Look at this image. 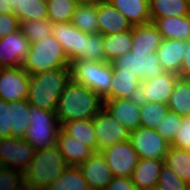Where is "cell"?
I'll list each match as a JSON object with an SVG mask.
<instances>
[{"instance_id":"6da1fadb","label":"cell","mask_w":190,"mask_h":190,"mask_svg":"<svg viewBox=\"0 0 190 190\" xmlns=\"http://www.w3.org/2000/svg\"><path fill=\"white\" fill-rule=\"evenodd\" d=\"M68 168L57 146L36 150L34 157L13 190H46Z\"/></svg>"},{"instance_id":"7a4b0ae2","label":"cell","mask_w":190,"mask_h":190,"mask_svg":"<svg viewBox=\"0 0 190 190\" xmlns=\"http://www.w3.org/2000/svg\"><path fill=\"white\" fill-rule=\"evenodd\" d=\"M102 108L103 99L96 92L70 79L59 97L55 113L61 126L78 119H92Z\"/></svg>"},{"instance_id":"3957f363","label":"cell","mask_w":190,"mask_h":190,"mask_svg":"<svg viewBox=\"0 0 190 190\" xmlns=\"http://www.w3.org/2000/svg\"><path fill=\"white\" fill-rule=\"evenodd\" d=\"M70 79V67L30 75L27 102L31 106L55 112L59 97Z\"/></svg>"},{"instance_id":"277c9868","label":"cell","mask_w":190,"mask_h":190,"mask_svg":"<svg viewBox=\"0 0 190 190\" xmlns=\"http://www.w3.org/2000/svg\"><path fill=\"white\" fill-rule=\"evenodd\" d=\"M59 67H70V62L61 44L53 36L30 44L27 57L22 65L29 75Z\"/></svg>"},{"instance_id":"5b68a950","label":"cell","mask_w":190,"mask_h":190,"mask_svg":"<svg viewBox=\"0 0 190 190\" xmlns=\"http://www.w3.org/2000/svg\"><path fill=\"white\" fill-rule=\"evenodd\" d=\"M35 151L24 138H0V164L13 183L27 170Z\"/></svg>"},{"instance_id":"8992f818","label":"cell","mask_w":190,"mask_h":190,"mask_svg":"<svg viewBox=\"0 0 190 190\" xmlns=\"http://www.w3.org/2000/svg\"><path fill=\"white\" fill-rule=\"evenodd\" d=\"M71 79L96 92L102 99L110 92L113 65L109 62L77 60L70 63Z\"/></svg>"},{"instance_id":"52a82bcc","label":"cell","mask_w":190,"mask_h":190,"mask_svg":"<svg viewBox=\"0 0 190 190\" xmlns=\"http://www.w3.org/2000/svg\"><path fill=\"white\" fill-rule=\"evenodd\" d=\"M30 122L24 139L40 150L56 145L60 123L55 112L30 105Z\"/></svg>"},{"instance_id":"ba28073f","label":"cell","mask_w":190,"mask_h":190,"mask_svg":"<svg viewBox=\"0 0 190 190\" xmlns=\"http://www.w3.org/2000/svg\"><path fill=\"white\" fill-rule=\"evenodd\" d=\"M113 70L121 73L135 74L142 81L161 76L165 73L161 67L157 53L149 55L129 51L111 62Z\"/></svg>"},{"instance_id":"9c48e42d","label":"cell","mask_w":190,"mask_h":190,"mask_svg":"<svg viewBox=\"0 0 190 190\" xmlns=\"http://www.w3.org/2000/svg\"><path fill=\"white\" fill-rule=\"evenodd\" d=\"M93 128L97 139V152L130 139L131 131L119 123L104 107L93 117Z\"/></svg>"},{"instance_id":"30bf717a","label":"cell","mask_w":190,"mask_h":190,"mask_svg":"<svg viewBox=\"0 0 190 190\" xmlns=\"http://www.w3.org/2000/svg\"><path fill=\"white\" fill-rule=\"evenodd\" d=\"M139 158L164 160L170 143L163 139L156 130L140 126L131 131L129 139Z\"/></svg>"},{"instance_id":"8fae6325","label":"cell","mask_w":190,"mask_h":190,"mask_svg":"<svg viewBox=\"0 0 190 190\" xmlns=\"http://www.w3.org/2000/svg\"><path fill=\"white\" fill-rule=\"evenodd\" d=\"M101 153L114 177H131L139 160L129 140L111 145Z\"/></svg>"},{"instance_id":"7c38bea8","label":"cell","mask_w":190,"mask_h":190,"mask_svg":"<svg viewBox=\"0 0 190 190\" xmlns=\"http://www.w3.org/2000/svg\"><path fill=\"white\" fill-rule=\"evenodd\" d=\"M29 81L30 75L22 67L0 69V99L8 103L27 99Z\"/></svg>"},{"instance_id":"4fadbf2b","label":"cell","mask_w":190,"mask_h":190,"mask_svg":"<svg viewBox=\"0 0 190 190\" xmlns=\"http://www.w3.org/2000/svg\"><path fill=\"white\" fill-rule=\"evenodd\" d=\"M30 44L20 28L0 38V65L2 68L22 67Z\"/></svg>"},{"instance_id":"5bb4252c","label":"cell","mask_w":190,"mask_h":190,"mask_svg":"<svg viewBox=\"0 0 190 190\" xmlns=\"http://www.w3.org/2000/svg\"><path fill=\"white\" fill-rule=\"evenodd\" d=\"M178 77L174 73L165 72L161 76L142 81L138 95L140 102L168 104Z\"/></svg>"},{"instance_id":"9a60e30c","label":"cell","mask_w":190,"mask_h":190,"mask_svg":"<svg viewBox=\"0 0 190 190\" xmlns=\"http://www.w3.org/2000/svg\"><path fill=\"white\" fill-rule=\"evenodd\" d=\"M78 168L87 181L90 190H104L114 178L101 152H94Z\"/></svg>"},{"instance_id":"2e32d148","label":"cell","mask_w":190,"mask_h":190,"mask_svg":"<svg viewBox=\"0 0 190 190\" xmlns=\"http://www.w3.org/2000/svg\"><path fill=\"white\" fill-rule=\"evenodd\" d=\"M103 107L128 130L133 131L140 127L139 98L106 99Z\"/></svg>"},{"instance_id":"e0dca14e","label":"cell","mask_w":190,"mask_h":190,"mask_svg":"<svg viewBox=\"0 0 190 190\" xmlns=\"http://www.w3.org/2000/svg\"><path fill=\"white\" fill-rule=\"evenodd\" d=\"M85 35L71 22L53 24V37L61 44L70 63L83 51Z\"/></svg>"},{"instance_id":"ac0fdd59","label":"cell","mask_w":190,"mask_h":190,"mask_svg":"<svg viewBox=\"0 0 190 190\" xmlns=\"http://www.w3.org/2000/svg\"><path fill=\"white\" fill-rule=\"evenodd\" d=\"M97 20L101 35L116 34L131 30L133 27L109 0H103L98 3Z\"/></svg>"},{"instance_id":"d6986e66","label":"cell","mask_w":190,"mask_h":190,"mask_svg":"<svg viewBox=\"0 0 190 190\" xmlns=\"http://www.w3.org/2000/svg\"><path fill=\"white\" fill-rule=\"evenodd\" d=\"M56 146L64 156L67 165L74 167H78L95 152L90 146L72 138L61 128L58 131Z\"/></svg>"},{"instance_id":"ffe728a7","label":"cell","mask_w":190,"mask_h":190,"mask_svg":"<svg viewBox=\"0 0 190 190\" xmlns=\"http://www.w3.org/2000/svg\"><path fill=\"white\" fill-rule=\"evenodd\" d=\"M157 56L165 72L180 75L185 52V42L177 39H162Z\"/></svg>"},{"instance_id":"44dd1931","label":"cell","mask_w":190,"mask_h":190,"mask_svg":"<svg viewBox=\"0 0 190 190\" xmlns=\"http://www.w3.org/2000/svg\"><path fill=\"white\" fill-rule=\"evenodd\" d=\"M162 36L152 22L132 27V46L134 53L149 55L157 51L162 42Z\"/></svg>"},{"instance_id":"7402d4cb","label":"cell","mask_w":190,"mask_h":190,"mask_svg":"<svg viewBox=\"0 0 190 190\" xmlns=\"http://www.w3.org/2000/svg\"><path fill=\"white\" fill-rule=\"evenodd\" d=\"M142 80L135 74L121 73V70H113L110 92L103 98L123 99L138 98Z\"/></svg>"},{"instance_id":"603a6c76","label":"cell","mask_w":190,"mask_h":190,"mask_svg":"<svg viewBox=\"0 0 190 190\" xmlns=\"http://www.w3.org/2000/svg\"><path fill=\"white\" fill-rule=\"evenodd\" d=\"M152 23L160 32L163 39L190 41V15L156 18Z\"/></svg>"},{"instance_id":"cb8c5ba5","label":"cell","mask_w":190,"mask_h":190,"mask_svg":"<svg viewBox=\"0 0 190 190\" xmlns=\"http://www.w3.org/2000/svg\"><path fill=\"white\" fill-rule=\"evenodd\" d=\"M163 163L164 160L139 158L138 164L134 168L130 177L136 188L138 190H143L157 185Z\"/></svg>"},{"instance_id":"d4e9b609","label":"cell","mask_w":190,"mask_h":190,"mask_svg":"<svg viewBox=\"0 0 190 190\" xmlns=\"http://www.w3.org/2000/svg\"><path fill=\"white\" fill-rule=\"evenodd\" d=\"M113 6L134 25L151 22L149 0H109Z\"/></svg>"},{"instance_id":"484cf974","label":"cell","mask_w":190,"mask_h":190,"mask_svg":"<svg viewBox=\"0 0 190 190\" xmlns=\"http://www.w3.org/2000/svg\"><path fill=\"white\" fill-rule=\"evenodd\" d=\"M11 13H14L21 23L27 20H47L46 0H8Z\"/></svg>"},{"instance_id":"4316f807","label":"cell","mask_w":190,"mask_h":190,"mask_svg":"<svg viewBox=\"0 0 190 190\" xmlns=\"http://www.w3.org/2000/svg\"><path fill=\"white\" fill-rule=\"evenodd\" d=\"M151 22L156 18L190 15L189 0H149Z\"/></svg>"},{"instance_id":"83f0119b","label":"cell","mask_w":190,"mask_h":190,"mask_svg":"<svg viewBox=\"0 0 190 190\" xmlns=\"http://www.w3.org/2000/svg\"><path fill=\"white\" fill-rule=\"evenodd\" d=\"M10 137L23 138L30 122V104L25 100L8 103Z\"/></svg>"},{"instance_id":"f1b7e54d","label":"cell","mask_w":190,"mask_h":190,"mask_svg":"<svg viewBox=\"0 0 190 190\" xmlns=\"http://www.w3.org/2000/svg\"><path fill=\"white\" fill-rule=\"evenodd\" d=\"M60 128L72 138L90 146L95 152H97V139L93 128V118L66 122L63 123Z\"/></svg>"},{"instance_id":"f546056e","label":"cell","mask_w":190,"mask_h":190,"mask_svg":"<svg viewBox=\"0 0 190 190\" xmlns=\"http://www.w3.org/2000/svg\"><path fill=\"white\" fill-rule=\"evenodd\" d=\"M106 62L111 63L120 55L128 53L132 46V29L124 32L103 35Z\"/></svg>"},{"instance_id":"4dcf8cb0","label":"cell","mask_w":190,"mask_h":190,"mask_svg":"<svg viewBox=\"0 0 190 190\" xmlns=\"http://www.w3.org/2000/svg\"><path fill=\"white\" fill-rule=\"evenodd\" d=\"M169 111L180 116L190 115V80L178 77L168 102Z\"/></svg>"},{"instance_id":"1f68e13d","label":"cell","mask_w":190,"mask_h":190,"mask_svg":"<svg viewBox=\"0 0 190 190\" xmlns=\"http://www.w3.org/2000/svg\"><path fill=\"white\" fill-rule=\"evenodd\" d=\"M164 164L171 168L184 182L190 185V150L169 147Z\"/></svg>"},{"instance_id":"d6a6232c","label":"cell","mask_w":190,"mask_h":190,"mask_svg":"<svg viewBox=\"0 0 190 190\" xmlns=\"http://www.w3.org/2000/svg\"><path fill=\"white\" fill-rule=\"evenodd\" d=\"M98 5H79L71 23L86 34H98Z\"/></svg>"},{"instance_id":"836d02e7","label":"cell","mask_w":190,"mask_h":190,"mask_svg":"<svg viewBox=\"0 0 190 190\" xmlns=\"http://www.w3.org/2000/svg\"><path fill=\"white\" fill-rule=\"evenodd\" d=\"M46 190H90L80 169L74 166L68 168Z\"/></svg>"},{"instance_id":"e575fe53","label":"cell","mask_w":190,"mask_h":190,"mask_svg":"<svg viewBox=\"0 0 190 190\" xmlns=\"http://www.w3.org/2000/svg\"><path fill=\"white\" fill-rule=\"evenodd\" d=\"M48 19L53 23L71 22L78 4L74 0H46Z\"/></svg>"},{"instance_id":"d590c367","label":"cell","mask_w":190,"mask_h":190,"mask_svg":"<svg viewBox=\"0 0 190 190\" xmlns=\"http://www.w3.org/2000/svg\"><path fill=\"white\" fill-rule=\"evenodd\" d=\"M168 111V104L140 102V126L155 130Z\"/></svg>"},{"instance_id":"8d00e7d4","label":"cell","mask_w":190,"mask_h":190,"mask_svg":"<svg viewBox=\"0 0 190 190\" xmlns=\"http://www.w3.org/2000/svg\"><path fill=\"white\" fill-rule=\"evenodd\" d=\"M77 60L106 62L103 35L100 33L86 34L84 36L83 51L74 61Z\"/></svg>"},{"instance_id":"74e56055","label":"cell","mask_w":190,"mask_h":190,"mask_svg":"<svg viewBox=\"0 0 190 190\" xmlns=\"http://www.w3.org/2000/svg\"><path fill=\"white\" fill-rule=\"evenodd\" d=\"M20 29L31 44L53 36V23L49 19L22 21Z\"/></svg>"},{"instance_id":"f35d334b","label":"cell","mask_w":190,"mask_h":190,"mask_svg":"<svg viewBox=\"0 0 190 190\" xmlns=\"http://www.w3.org/2000/svg\"><path fill=\"white\" fill-rule=\"evenodd\" d=\"M182 122V116L168 111L164 118L161 119V123L155 129L157 133L170 144L173 142L176 132Z\"/></svg>"},{"instance_id":"ab89813d","label":"cell","mask_w":190,"mask_h":190,"mask_svg":"<svg viewBox=\"0 0 190 190\" xmlns=\"http://www.w3.org/2000/svg\"><path fill=\"white\" fill-rule=\"evenodd\" d=\"M162 190H190V185L177 177L176 173L163 163L157 184Z\"/></svg>"},{"instance_id":"60d3db41","label":"cell","mask_w":190,"mask_h":190,"mask_svg":"<svg viewBox=\"0 0 190 190\" xmlns=\"http://www.w3.org/2000/svg\"><path fill=\"white\" fill-rule=\"evenodd\" d=\"M170 146L178 149L190 150V115L182 117L181 125Z\"/></svg>"},{"instance_id":"b9f144b4","label":"cell","mask_w":190,"mask_h":190,"mask_svg":"<svg viewBox=\"0 0 190 190\" xmlns=\"http://www.w3.org/2000/svg\"><path fill=\"white\" fill-rule=\"evenodd\" d=\"M19 28L20 22L14 13L9 12L0 14V38L17 31Z\"/></svg>"},{"instance_id":"7bdbcfd3","label":"cell","mask_w":190,"mask_h":190,"mask_svg":"<svg viewBox=\"0 0 190 190\" xmlns=\"http://www.w3.org/2000/svg\"><path fill=\"white\" fill-rule=\"evenodd\" d=\"M10 137L8 102L0 99V138Z\"/></svg>"},{"instance_id":"ee69618b","label":"cell","mask_w":190,"mask_h":190,"mask_svg":"<svg viewBox=\"0 0 190 190\" xmlns=\"http://www.w3.org/2000/svg\"><path fill=\"white\" fill-rule=\"evenodd\" d=\"M104 190H138L130 177H114Z\"/></svg>"},{"instance_id":"f6af8a7d","label":"cell","mask_w":190,"mask_h":190,"mask_svg":"<svg viewBox=\"0 0 190 190\" xmlns=\"http://www.w3.org/2000/svg\"><path fill=\"white\" fill-rule=\"evenodd\" d=\"M185 52L179 77L190 80V41L185 42Z\"/></svg>"},{"instance_id":"bcb514c9","label":"cell","mask_w":190,"mask_h":190,"mask_svg":"<svg viewBox=\"0 0 190 190\" xmlns=\"http://www.w3.org/2000/svg\"><path fill=\"white\" fill-rule=\"evenodd\" d=\"M14 183L5 175V171L0 164V190H13Z\"/></svg>"},{"instance_id":"7dc6e473","label":"cell","mask_w":190,"mask_h":190,"mask_svg":"<svg viewBox=\"0 0 190 190\" xmlns=\"http://www.w3.org/2000/svg\"><path fill=\"white\" fill-rule=\"evenodd\" d=\"M8 4V0H0V14L11 12Z\"/></svg>"},{"instance_id":"c3c4849f","label":"cell","mask_w":190,"mask_h":190,"mask_svg":"<svg viewBox=\"0 0 190 190\" xmlns=\"http://www.w3.org/2000/svg\"><path fill=\"white\" fill-rule=\"evenodd\" d=\"M78 5H98L103 0H74Z\"/></svg>"},{"instance_id":"681fc988","label":"cell","mask_w":190,"mask_h":190,"mask_svg":"<svg viewBox=\"0 0 190 190\" xmlns=\"http://www.w3.org/2000/svg\"><path fill=\"white\" fill-rule=\"evenodd\" d=\"M143 190H162L158 185L151 186L149 188L143 189Z\"/></svg>"}]
</instances>
